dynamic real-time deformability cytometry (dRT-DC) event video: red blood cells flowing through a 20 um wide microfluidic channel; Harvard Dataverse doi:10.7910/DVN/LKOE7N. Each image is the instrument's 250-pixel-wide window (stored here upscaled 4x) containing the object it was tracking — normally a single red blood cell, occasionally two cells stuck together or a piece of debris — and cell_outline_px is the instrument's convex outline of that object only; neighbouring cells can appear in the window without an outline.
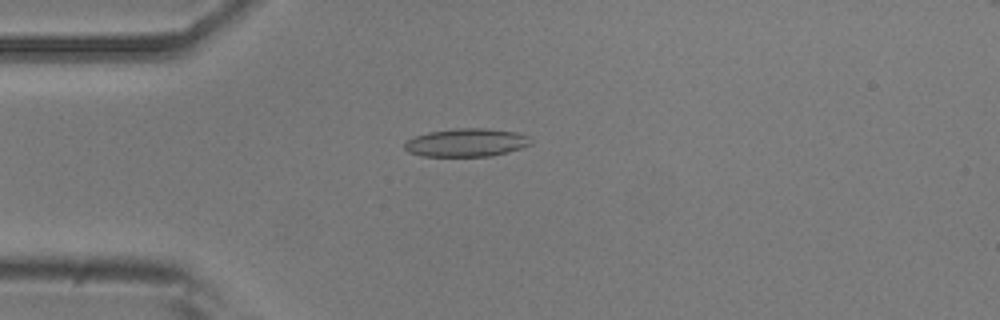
{"species": "common noctule bat (a hibernating species)", "species_latin": "Nyctalus noctula", "temperature_condition": "room temperature", "stored_images_in_passage": 52, "camera_frame_rate_fps": 3000, "um_per_image_px": 0.085, "animal": {"sex": "male", "body_mass_g": 20.5, "forearm_length_mm": 52.5}, "frame": {"image": 1, "passage_image": 13, "time_ms": 4.0, "image_size_px": [1000, 320], "cell_outline_px": [[532, 144], [520, 148], [492, 156], [420, 156], [408, 152], [404, 148], [404, 144], [408, 140], [416, 136], [428, 132], [456, 128], [488, 128], [516, 132], [528, 136], [532, 140]], "centroid_in_image_um": [39.65, 12.12], "position_along_channel_um": 45.4, "area_um2": 20.75}}
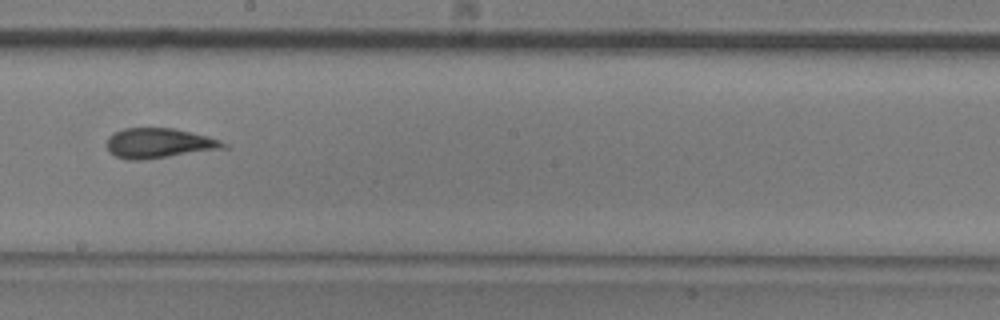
{"frame": {"image": 2, "passage_image": 29, "time_ms": 9.333, "image_size_px": [1000, 320], "cell_outline_px": [[232, 148], [144, 160], [128, 160], [116, 156], [108, 152], [108, 136], [124, 128], [176, 128], [208, 136], [220, 140], [228, 144]], "centroid_in_image_um": [13.6, 12.18], "position_along_channel_um": 234.6, "area_um2": 20.75}}
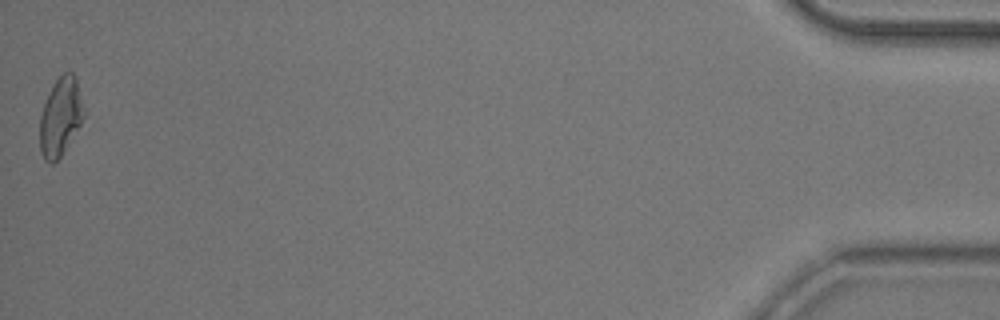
{"frame": {"image": 3, "passage_image": 52, "time_ms": 17.0, "image_size_px": [1000, 320], "cell_outline_px": [[84, 116], [80, 124], [60, 156], [52, 164], [48, 164], [44, 160], [40, 152], [40, 116], [44, 104], [56, 80], [64, 72], [72, 72], [76, 76], [84, 108]], "centroid_in_image_um": [5.14, 9.93], "position_along_channel_um": 430.1, "area_um2": 19.71}, "authors_computed_cell_mechanics": {"area_um2": 20.5768, "velocity_mm_per_s": 3.8332, "shape_relaxation_time_tau1_ms": null, "shape_relaxation_time_tau2_ms": 2.0693, "deformation_change_tau1": null, "deformation_change_tau2": 0.1017}}